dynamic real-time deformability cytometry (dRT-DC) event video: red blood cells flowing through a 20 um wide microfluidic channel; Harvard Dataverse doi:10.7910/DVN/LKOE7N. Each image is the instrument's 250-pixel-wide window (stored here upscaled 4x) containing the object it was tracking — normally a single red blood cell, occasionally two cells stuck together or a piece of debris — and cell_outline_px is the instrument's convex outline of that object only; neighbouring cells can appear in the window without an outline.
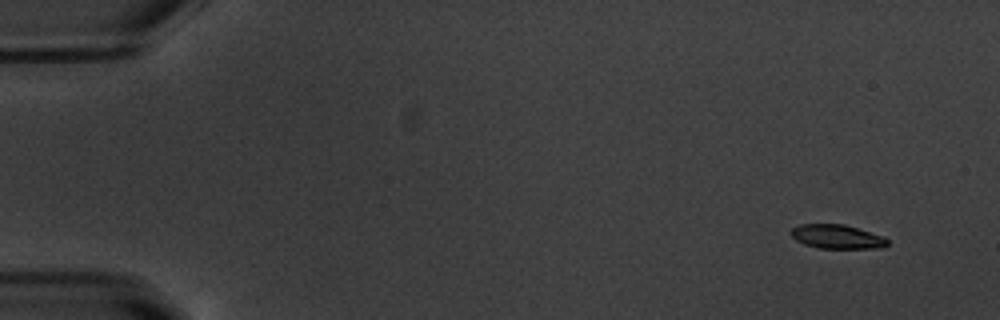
{"species": "common noctule bat (a hibernating species)", "species_latin": "Nyctalus noctula", "temperature_condition": "warm", "stored_images_in_passage": 51, "camera_frame_rate_fps": 3000, "um_per_image_px": 0.085, "animal": {"sex": "male", "body_mass_g": 20.1, "forearm_length_mm": 53.5}, "frame": {"image": 1, "passage_image": 1, "time_ms": 0.0, "image_size_px": [1000, 320], "cell_outline_px": [[888, 244], [884, 248], [820, 248], [804, 244], [796, 240], [788, 232], [792, 228], [800, 224], [844, 224], [884, 236], [888, 240]], "centroid_in_image_um": [71.15, 20.11], "position_along_channel_um": 13.9, "area_um2": 13.58}}
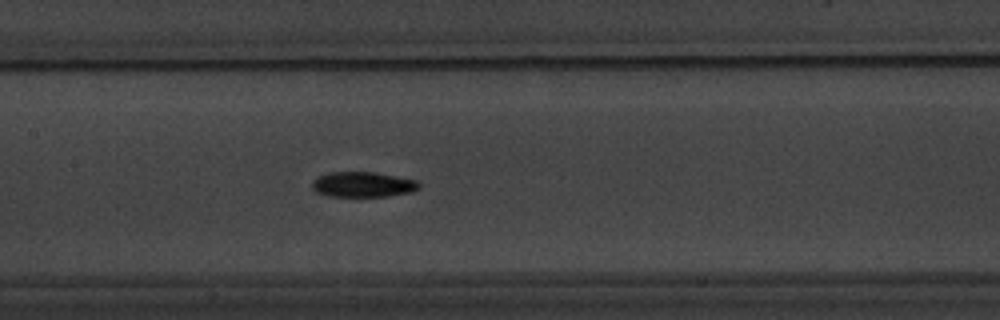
{"frame": {"image": 2, "passage_image": 24, "time_ms": 7.667, "image_size_px": [1000, 320], "cell_outline_px": [[420, 188], [412, 192], [388, 196], [328, 196], [316, 192], [312, 188], [312, 180], [320, 176], [332, 172], [372, 172], [396, 176], [416, 180], [420, 184]], "centroid_in_image_um": [30.85, 15.68], "position_along_channel_um": 176.5, "area_um2": 15.66}}
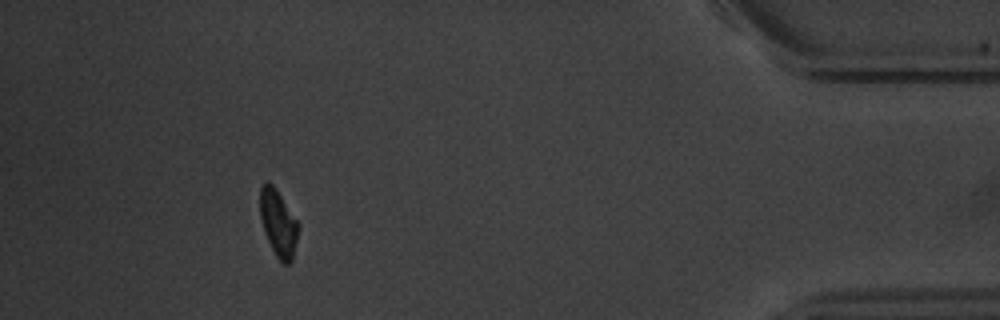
{"frame": {"image": 3, "passage_image": 47, "time_ms": 15.333, "image_size_px": [1000, 320], "cell_outline_px": [[300, 228], [292, 260], [288, 264], [284, 264], [276, 256], [264, 232], [260, 220], [260, 188], [268, 180], [272, 184], [300, 224]], "centroid_in_image_um": [23.66, 18.98], "position_along_channel_um": 411.5, "area_um2": 14.85}, "authors_computed_cell_mechanics": {"area_um2": 15.1436, "velocity_mm_per_s": 3.7601, "shape_relaxation_time_tau1_ms": 2.514, "shape_relaxation_time_tau2_ms": 8.3785, "deformation_change_tau1": 0.1485, "deformation_change_tau2": 0.1132}}